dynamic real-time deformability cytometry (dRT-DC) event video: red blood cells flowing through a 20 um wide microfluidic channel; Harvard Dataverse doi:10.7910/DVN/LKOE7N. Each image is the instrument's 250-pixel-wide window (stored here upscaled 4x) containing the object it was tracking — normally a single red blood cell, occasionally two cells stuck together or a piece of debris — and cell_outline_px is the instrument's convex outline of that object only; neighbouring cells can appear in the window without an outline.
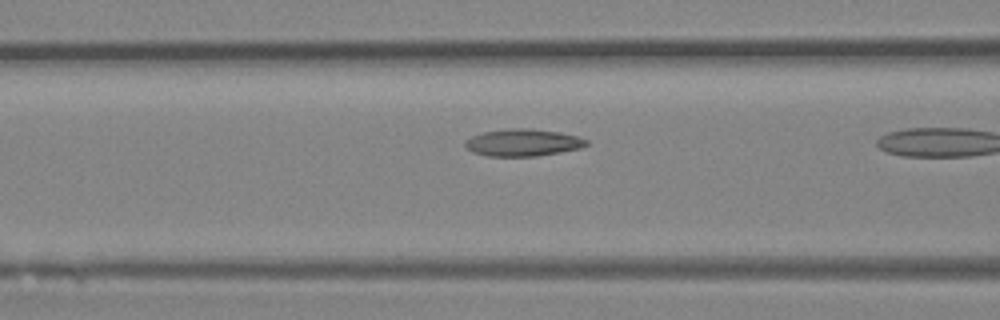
{"species": "Egyptian fruit bat (a non-hibernating species)", "species_latin": "Rousettus aegyptiacus", "temperature_condition": "room temperature", "stored_images_in_passage": 10, "camera_frame_rate_fps": 3000, "um_per_image_px": 0.085, "animal": {"sex": "female"}, "frame": {"image": 1, "passage_image": 9, "time_ms": 2.667, "image_size_px": [1000, 320], "cell_outline_px": [[588, 144], [580, 148], [560, 152], [536, 156], [488, 156], [472, 152], [464, 144], [464, 140], [472, 136], [484, 132], [508, 128], [528, 128], [560, 132], [576, 136], [588, 140]], "centroid_in_image_um": [44.43, 12.11], "position_along_channel_um": 122.2, "area_um2": 19.13}}